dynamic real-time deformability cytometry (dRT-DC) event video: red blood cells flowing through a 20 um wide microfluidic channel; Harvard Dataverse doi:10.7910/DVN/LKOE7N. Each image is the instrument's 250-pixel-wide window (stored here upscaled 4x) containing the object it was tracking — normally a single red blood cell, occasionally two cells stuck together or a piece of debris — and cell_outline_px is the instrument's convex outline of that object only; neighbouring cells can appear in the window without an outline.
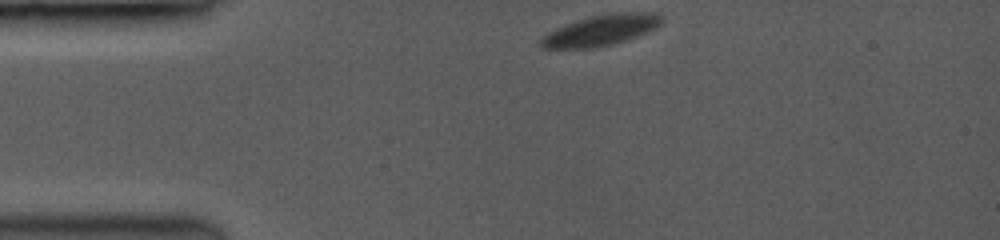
{"species": "common noctule bat (a hibernating species)", "species_latin": "Nyctalus noctula", "temperature_condition": "room temperature", "stored_images_in_passage": 37, "camera_frame_rate_fps": 3500, "um_per_image_px": 0.085, "animal": {"sex": "female", "body_mass_g": 19.0, "forearm_length_mm": 53.3}, "frame": {"image": 1, "passage_image": 1, "time_ms": 0.0, "image_size_px": [1000, 240], "cell_outline_px": [[660, 24], [644, 32], [624, 40], [608, 44], [584, 48], [544, 48], [540, 44], [540, 40], [548, 32], [568, 24], [592, 16], [624, 12], [640, 12], [660, 16]], "centroid_in_image_um": [51.0, 2.58], "position_along_channel_um": 34.0, "area_um2": 20.23}}
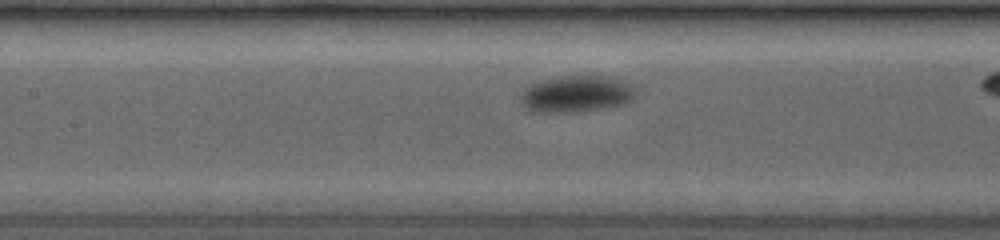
{"frame": {"image": 2, "passage_image": 28, "time_ms": 4.571, "image_size_px": [1000, 240], "cell_outline_px": [[632, 96], [628, 100], [616, 104], [596, 108], [560, 112], [548, 112], [528, 108], [524, 104], [524, 92], [532, 84], [544, 80], [564, 76], [600, 76], [620, 80], [628, 84], [632, 92]], "centroid_in_image_um": [48.95, 7.95], "position_along_channel_um": 158.4, "area_um2": 22.48}}
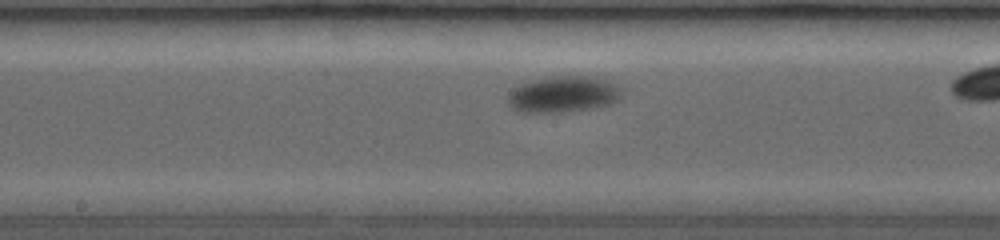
{"frame": {"image": 3, "passage_image": 31, "time_ms": 5.714, "image_size_px": [1000, 240], "cell_outline_px": [[624, 88], [616, 100], [604, 104], [584, 108], [548, 112], [528, 112], [516, 108], [512, 104], [512, 92], [520, 84], [548, 76], [596, 76], [608, 80]], "centroid_in_image_um": [47.97, 7.95], "position_along_channel_um": 200.2, "area_um2": 22.89}}